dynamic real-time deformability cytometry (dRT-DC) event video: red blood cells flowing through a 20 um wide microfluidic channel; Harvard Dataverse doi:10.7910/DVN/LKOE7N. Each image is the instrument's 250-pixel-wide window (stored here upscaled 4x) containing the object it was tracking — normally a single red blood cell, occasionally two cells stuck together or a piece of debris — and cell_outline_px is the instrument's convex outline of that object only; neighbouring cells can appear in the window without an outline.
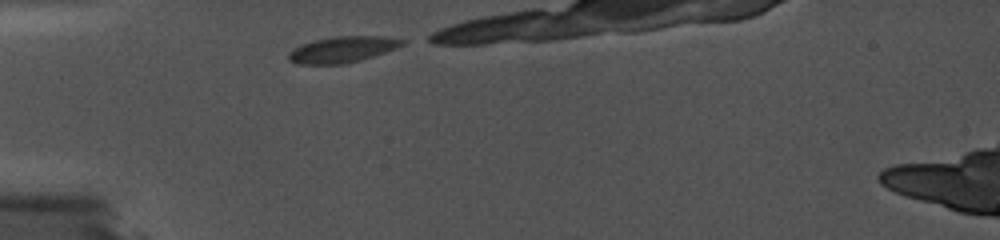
{"species": "common noctule bat (a hibernating species)", "species_latin": "Nyctalus noctula", "temperature_condition": "cold", "stored_images_in_passage": 13, "camera_frame_rate_fps": 5000, "um_per_image_px": 0.085, "animal": {"sex": "female", "body_mass_g": 19.0, "forearm_length_mm": 56.7}, "frame": {"image": 1, "passage_image": 1, "time_ms": 0.0, "image_size_px": [1000, 240], "cell_outline_px": [[408, 40], [404, 44], [396, 48], [360, 60], [344, 64], [296, 64], [288, 60], [288, 52], [300, 44], [332, 36], [388, 36]], "centroid_in_image_um": [29.1, 4.2], "position_along_channel_um": 55.9, "area_um2": 17.4}}
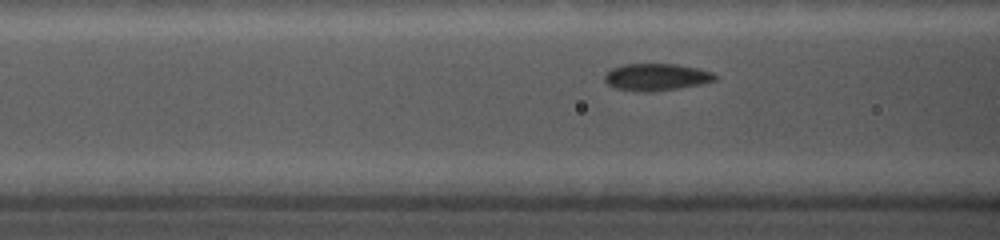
{"frame": {"image": 2, "passage_image": 10, "time_ms": 1.8, "image_size_px": [1000, 240], "cell_outline_px": [[720, 76], [716, 80], [700, 84], [652, 92], [644, 92], [616, 88], [608, 84], [604, 80], [604, 72], [612, 68], [624, 64], [676, 64], [696, 68], [712, 72]], "centroid_in_image_um": [55.78, 6.54], "position_along_channel_um": 110.8, "area_um2": 17.4}}